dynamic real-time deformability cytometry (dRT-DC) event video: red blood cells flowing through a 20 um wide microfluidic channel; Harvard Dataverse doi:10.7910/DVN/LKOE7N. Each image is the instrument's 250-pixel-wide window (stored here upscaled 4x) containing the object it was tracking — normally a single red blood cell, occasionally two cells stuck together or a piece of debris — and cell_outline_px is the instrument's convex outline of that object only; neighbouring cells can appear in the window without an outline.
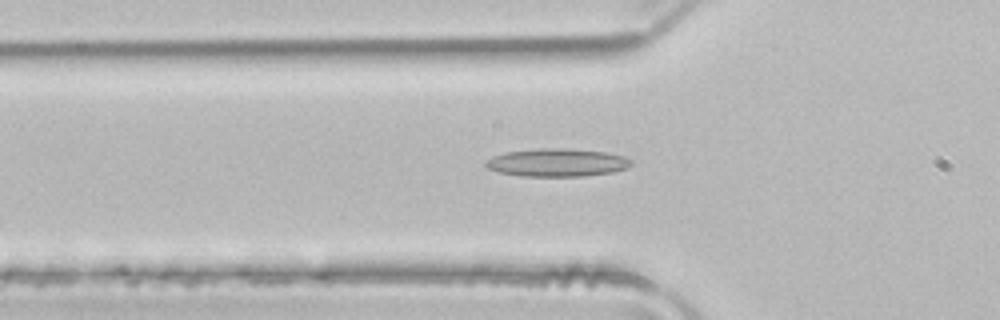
{"species": "common noctule bat (a hibernating species)", "species_latin": "Nyctalus noctula", "temperature_condition": "room temperature", "stored_images_in_passage": 48, "camera_frame_rate_fps": 3000, "um_per_image_px": 0.085, "animal": {"sex": "male", "body_mass_g": 21.5, "forearm_length_mm": 52.0}, "frame": {"image": 1, "passage_image": 17, "time_ms": 5.333, "image_size_px": [1000, 320], "cell_outline_px": [[632, 164], [628, 168], [612, 172], [584, 176], [520, 176], [500, 172], [488, 168], [484, 164], [484, 160], [492, 156], [504, 152], [540, 148], [568, 148], [608, 152], [624, 156], [632, 160]], "centroid_in_image_um": [47.35, 13.81], "position_along_channel_um": 78.4, "area_um2": 23.99}}
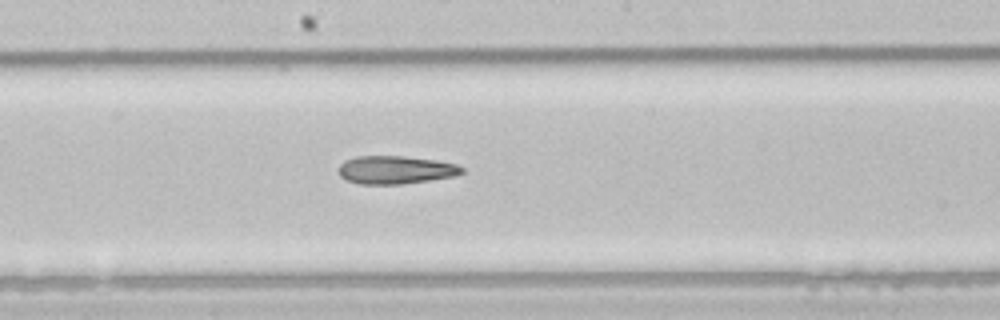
{"frame": {"image": 2, "passage_image": 27, "time_ms": 8.667, "image_size_px": [1000, 320], "cell_outline_px": [[464, 172], [456, 176], [400, 184], [360, 184], [348, 180], [340, 176], [340, 164], [344, 160], [356, 156], [404, 156], [436, 160], [456, 164], [464, 168]], "centroid_in_image_um": [33.64, 14.43], "position_along_channel_um": 214.6, "area_um2": 20.11}}
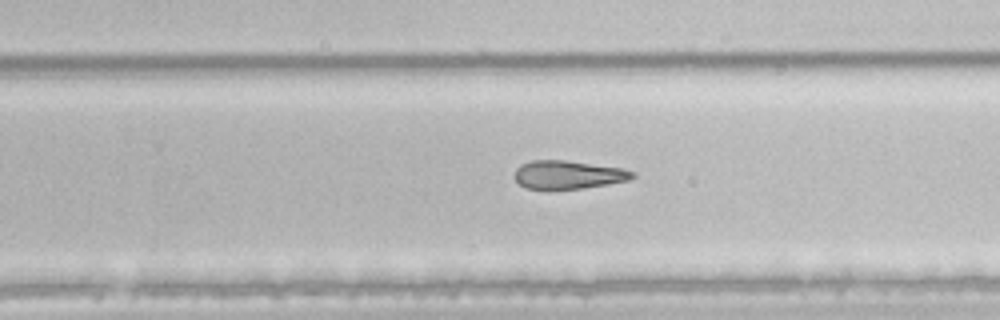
{"frame": {"image": 3, "passage_image": 32, "time_ms": 10.333, "image_size_px": [1000, 320], "cell_outline_px": [[636, 176], [628, 180], [608, 184], [584, 188], [548, 192], [524, 188], [516, 180], [516, 168], [520, 164], [532, 160], [564, 160], [624, 168], [636, 172]], "centroid_in_image_um": [48.28, 14.89], "position_along_channel_um": 281.5, "area_um2": 20.17}}